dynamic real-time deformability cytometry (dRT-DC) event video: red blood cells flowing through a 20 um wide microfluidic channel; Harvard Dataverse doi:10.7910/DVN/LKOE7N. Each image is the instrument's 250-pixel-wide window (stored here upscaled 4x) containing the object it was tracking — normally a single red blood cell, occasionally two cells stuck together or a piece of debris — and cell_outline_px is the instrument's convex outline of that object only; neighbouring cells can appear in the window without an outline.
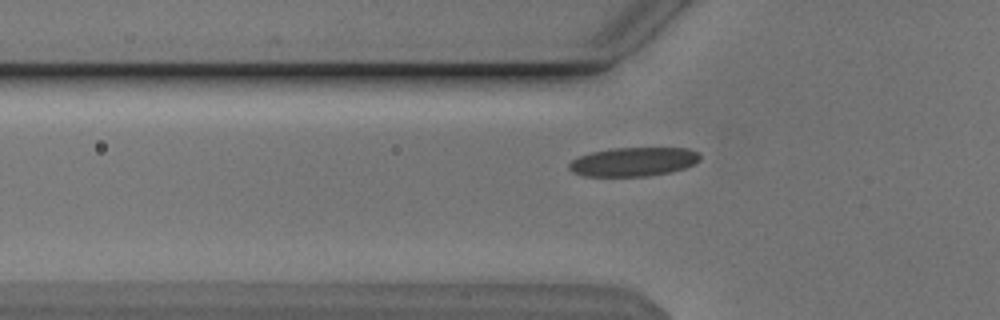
{"species": "Egyptian fruit bat (a non-hibernating species)", "species_latin": "Rousettus aegyptiacus", "temperature_condition": "cold", "stored_images_in_passage": 40, "camera_frame_rate_fps": 3000, "um_per_image_px": 0.085, "animal": {"sex": "male"}, "frame": {"image": 1, "passage_image": 8, "time_ms": 2.333, "image_size_px": [1000, 320], "cell_outline_px": [[700, 160], [684, 168], [668, 172], [648, 176], [584, 176], [572, 172], [568, 168], [568, 164], [572, 160], [580, 156], [592, 152], [612, 148], [688, 148], [700, 152]], "centroid_in_image_um": [53.84, 13.74], "position_along_channel_um": 72.0, "area_um2": 22.02}}
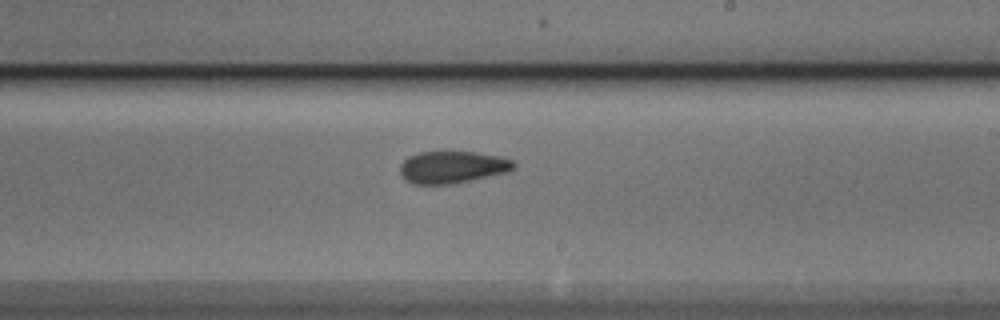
{"frame": {"image": 2, "passage_image": 22, "time_ms": 7.0, "image_size_px": [1000, 320], "cell_outline_px": [[516, 168], [508, 172], [448, 184], [412, 184], [404, 180], [400, 176], [400, 164], [408, 156], [420, 152], [476, 152], [500, 156], [512, 160], [516, 164]], "centroid_in_image_um": [38.43, 14.2], "position_along_channel_um": 250.6, "area_um2": 21.33}}
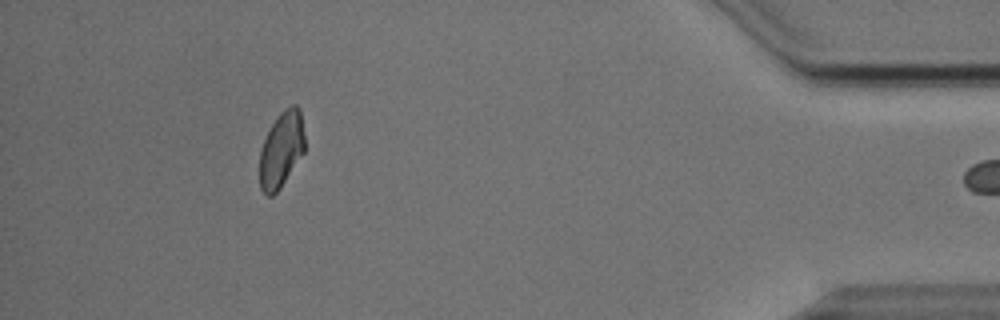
{"frame": {"image": 3, "passage_image": 39, "time_ms": 12.667, "image_size_px": [1000, 320], "cell_outline_px": [[304, 152], [280, 188], [272, 196], [268, 196], [260, 188], [260, 148], [272, 124], [280, 112], [284, 108], [292, 104], [296, 104], [300, 108], [304, 136]], "centroid_in_image_um": [23.92, 12.69], "position_along_channel_um": 411.3, "area_um2": 19.83}}